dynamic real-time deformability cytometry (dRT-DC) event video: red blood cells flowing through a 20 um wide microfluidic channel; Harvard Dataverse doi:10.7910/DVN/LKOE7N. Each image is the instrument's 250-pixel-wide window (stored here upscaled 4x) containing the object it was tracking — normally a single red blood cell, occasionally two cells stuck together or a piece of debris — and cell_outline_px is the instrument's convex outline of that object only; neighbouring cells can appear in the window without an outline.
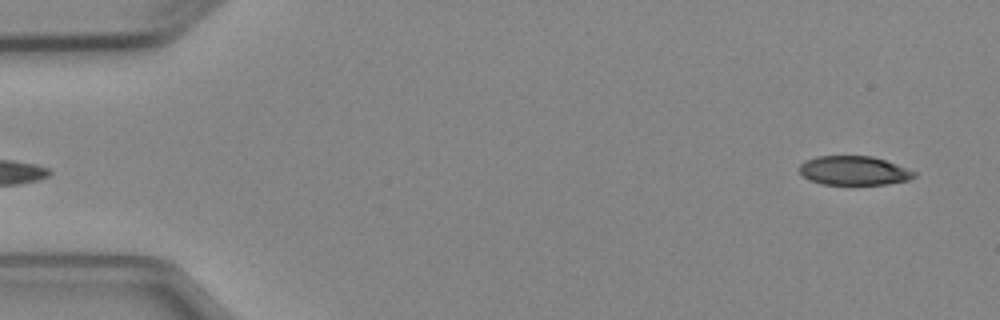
{"species": "Egyptian fruit bat (a non-hibernating species)", "species_latin": "Rousettus aegyptiacus", "temperature_condition": "cold", "stored_images_in_passage": 4, "segment_of_instrument_passage": [2, 2], "camera_frame_rate_fps": 3000, "um_per_image_px": 0.085, "animal": {"sex": "female"}, "frame": {"image": 1, "passage_image": 4, "time_ms": 4.667, "image_size_px": [1000, 320], "cell_outline_px": [[916, 176], [908, 180], [888, 184], [820, 184], [808, 180], [800, 172], [800, 164], [804, 160], [816, 156], [872, 156], [896, 164], [916, 172]], "centroid_in_image_um": [72.55, 14.5], "position_along_channel_um": 12.4, "area_um2": 19.42}}